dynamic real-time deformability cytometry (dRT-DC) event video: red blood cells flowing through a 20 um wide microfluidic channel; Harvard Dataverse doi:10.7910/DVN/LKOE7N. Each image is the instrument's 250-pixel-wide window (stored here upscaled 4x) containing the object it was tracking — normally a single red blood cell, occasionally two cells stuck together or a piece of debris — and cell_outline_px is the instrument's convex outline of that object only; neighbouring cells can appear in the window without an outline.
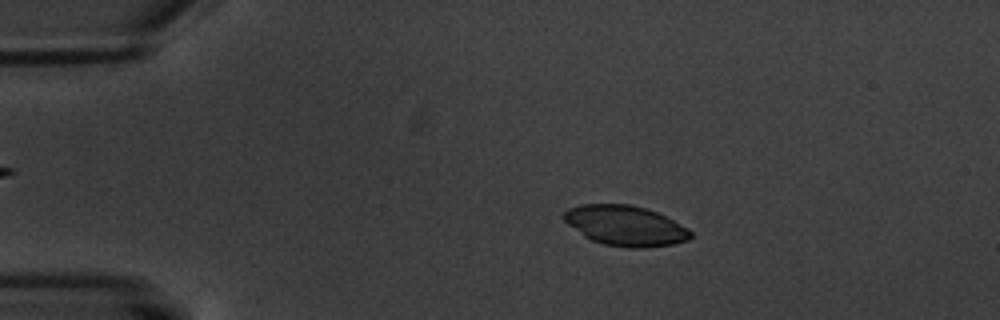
{"species": "common noctule bat (a hibernating species)", "species_latin": "Nyctalus noctula", "temperature_condition": "warm", "stored_images_in_passage": 7, "camera_frame_rate_fps": 3000, "um_per_image_px": 0.085, "animal": {"sex": "male", "body_mass_g": 20.1, "forearm_length_mm": 53.5}, "frame": {"image": 1, "passage_image": 3, "time_ms": 2.333, "image_size_px": [1000, 320], "cell_outline_px": [[692, 236], [688, 240], [672, 244], [648, 248], [628, 248], [604, 244], [592, 240], [584, 236], [568, 224], [560, 216], [568, 208], [580, 204], [628, 204], [644, 208], [656, 212], [688, 228], [692, 232]], "centroid_in_image_um": [53.13, 19.19], "position_along_channel_um": 31.9, "area_um2": 29.65}}
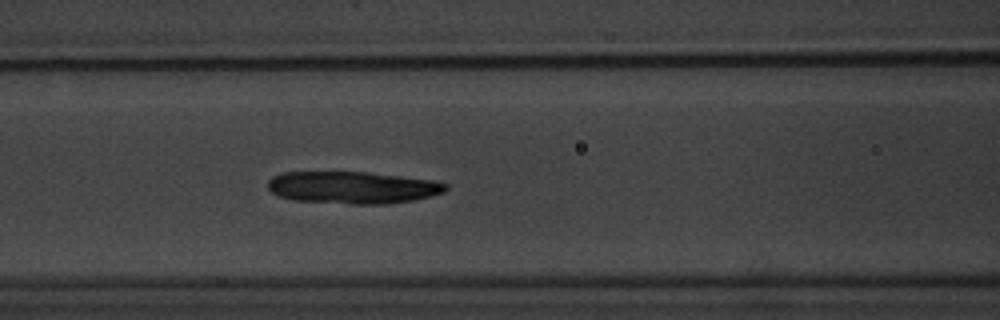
{"frame": {"image": 2, "passage_image": 7, "time_ms": 7.0, "image_size_px": [1000, 320], "cell_outline_px": [[448, 188], [444, 192], [412, 200], [388, 204], [348, 204], [292, 200], [276, 196], [268, 188], [268, 180], [272, 176], [280, 172], [368, 172], [432, 180], [448, 184]], "centroid_in_image_um": [29.91, 15.94], "position_along_channel_um": 136.7, "area_um2": 33.52}}